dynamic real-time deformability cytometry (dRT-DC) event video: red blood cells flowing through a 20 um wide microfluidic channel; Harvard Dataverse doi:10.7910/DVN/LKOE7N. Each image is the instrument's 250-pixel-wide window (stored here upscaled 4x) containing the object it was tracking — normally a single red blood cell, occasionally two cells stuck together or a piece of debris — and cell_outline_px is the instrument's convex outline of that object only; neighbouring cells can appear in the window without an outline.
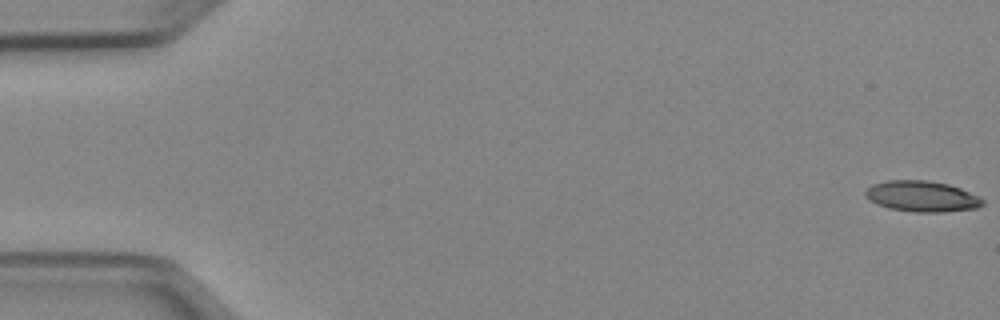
{"species": "Egyptian fruit bat (a non-hibernating species)", "species_latin": "Rousettus aegyptiacus", "temperature_condition": "cold", "stored_images_in_passage": 52, "camera_frame_rate_fps": 3000, "um_per_image_px": 0.085, "animal": {"sex": "female"}, "frame": {"image": 1, "passage_image": 1, "time_ms": 0.0, "image_size_px": [1000, 320], "cell_outline_px": [[984, 204], [976, 208], [944, 212], [912, 212], [888, 208], [876, 204], [868, 200], [864, 196], [864, 192], [872, 184], [888, 180], [928, 180], [948, 184], [960, 188], [984, 200]], "centroid_in_image_um": [78.31, 16.69], "position_along_channel_um": 6.7, "area_um2": 21.15}}
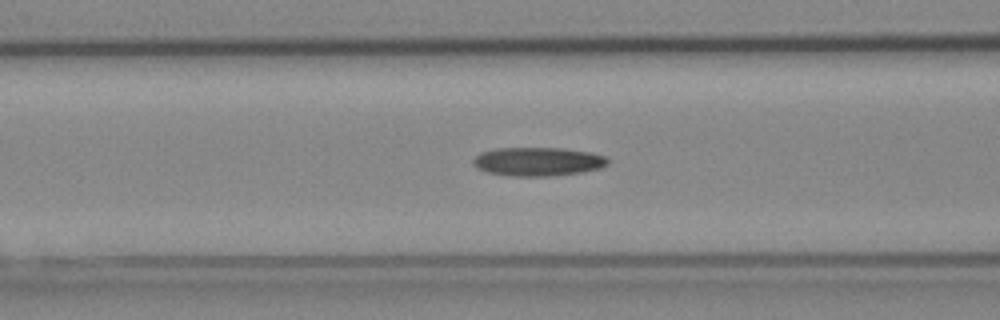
{"frame": {"image": 2, "passage_image": 21, "time_ms": 6.667, "image_size_px": [1000, 320], "cell_outline_px": [[608, 164], [600, 168], [584, 172], [552, 176], [508, 176], [488, 172], [476, 168], [472, 164], [472, 160], [480, 152], [496, 148], [564, 148], [592, 152], [608, 156]], "centroid_in_image_um": [45.74, 13.73], "position_along_channel_um": 120.9, "area_um2": 22.89}}
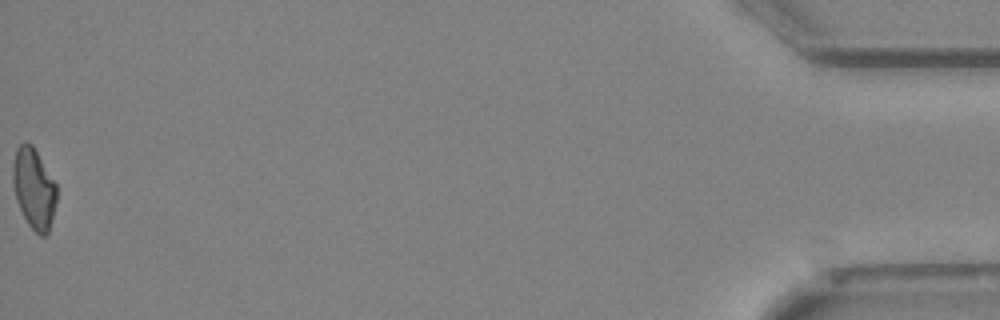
{"frame": {"image": 3, "passage_image": 52, "time_ms": 17.0, "image_size_px": [1000, 320], "cell_outline_px": [[56, 204], [48, 232], [44, 236], [40, 236], [28, 224], [16, 200], [12, 184], [12, 168], [16, 148], [24, 140], [32, 144], [56, 184]], "centroid_in_image_um": [2.86, 16.0], "position_along_channel_um": 432.3, "area_um2": 20.52}, "authors_computed_cell_mechanics": {"area_um2": 21.5016, "velocity_mm_per_s": 3.9871, "shape_relaxation_time_tau1_ms": null, "shape_relaxation_time_tau2_ms": 8.4189, "deformation_change_tau1": null, "deformation_change_tau2": 0.212}}